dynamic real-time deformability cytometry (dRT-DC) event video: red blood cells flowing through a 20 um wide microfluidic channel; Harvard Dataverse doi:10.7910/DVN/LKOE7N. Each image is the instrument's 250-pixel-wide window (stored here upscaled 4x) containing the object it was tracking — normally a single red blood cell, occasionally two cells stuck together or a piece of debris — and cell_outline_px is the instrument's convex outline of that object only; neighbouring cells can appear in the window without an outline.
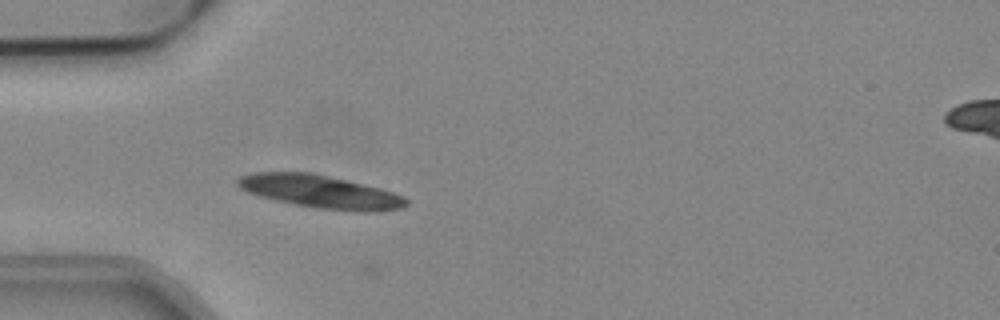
{"species": "common noctule bat (a hibernating species)", "species_latin": "Nyctalus noctula", "temperature_condition": "cold", "stored_images_in_passage": 2, "camera_frame_rate_fps": 3000, "um_per_image_px": 0.085, "animal": {"sex": "male", "body_mass_g": 19.2, "forearm_length_mm": 51.8}, "frame": {"image": 1, "passage_image": 1, "time_ms": 0.0, "image_size_px": [1000, 320], "cell_outline_px": [[408, 204], [400, 208], [364, 212], [316, 208], [276, 200], [260, 196], [248, 192], [240, 188], [236, 184], [236, 180], [240, 176], [256, 172], [312, 172], [380, 188], [404, 196], [408, 200]], "centroid_in_image_um": [27.21, 16.28], "position_along_channel_um": 57.8, "area_um2": 32.08}}